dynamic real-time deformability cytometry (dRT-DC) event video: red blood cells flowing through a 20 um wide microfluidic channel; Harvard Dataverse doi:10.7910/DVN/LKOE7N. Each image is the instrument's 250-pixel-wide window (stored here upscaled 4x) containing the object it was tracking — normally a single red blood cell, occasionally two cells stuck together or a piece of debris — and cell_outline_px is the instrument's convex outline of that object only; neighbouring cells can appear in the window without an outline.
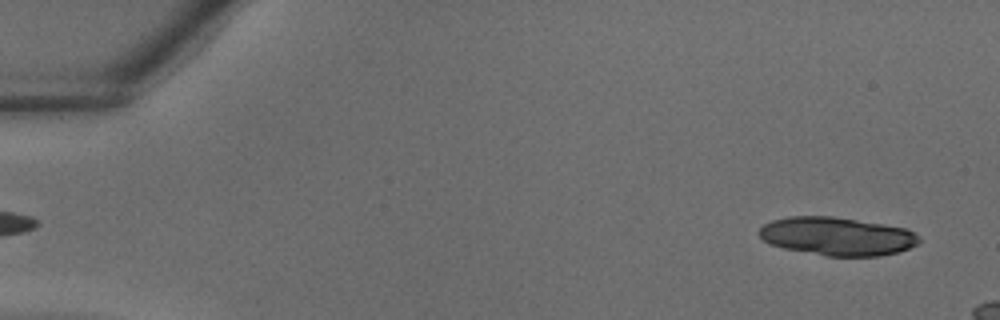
{"species": "common noctule bat (a hibernating species)", "species_latin": "Nyctalus noctula", "temperature_condition": "warm", "stored_images_in_passage": 8, "camera_frame_rate_fps": 3000, "um_per_image_px": 0.085, "animal": {"sex": "male", "body_mass_g": 18.8}, "frame": {"image": 1, "passage_image": 1, "time_ms": 0.0, "image_size_px": [1000, 320], "cell_outline_px": [[920, 240], [916, 244], [908, 248], [896, 252], [880, 256], [824, 256], [784, 248], [772, 244], [764, 240], [760, 236], [760, 228], [764, 224], [772, 220], [788, 216], [832, 216], [884, 224], [908, 228], [920, 236]], "centroid_in_image_um": [71.17, 20.08], "position_along_channel_um": 13.8, "area_um2": 35.66}}